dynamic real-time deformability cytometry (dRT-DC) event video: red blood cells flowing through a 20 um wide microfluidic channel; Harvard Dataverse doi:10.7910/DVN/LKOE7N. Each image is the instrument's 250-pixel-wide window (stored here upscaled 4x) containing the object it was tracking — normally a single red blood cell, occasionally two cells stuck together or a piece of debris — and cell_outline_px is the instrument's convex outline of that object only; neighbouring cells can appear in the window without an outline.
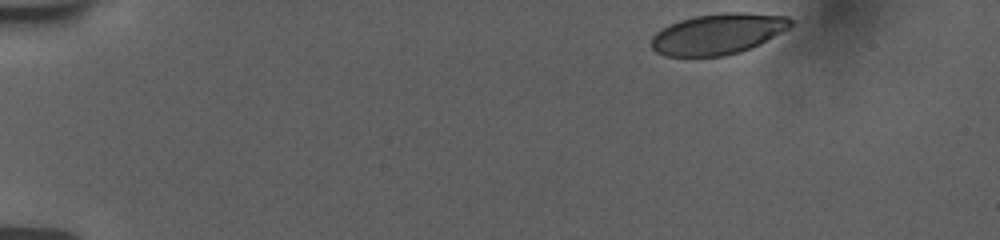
{"species": "human", "species_latin": "Homo sapiens", "temperature_condition": "room temperature", "stored_images_in_passage": 44, "camera_frame_rate_fps": 3000, "um_per_image_px": 0.085, "donor": {"sex": "female"}, "frame": {"image": 1, "passage_image": 1, "time_ms": 0.0, "image_size_px": [1000, 240], "cell_outline_px": [[796, 20], [788, 28], [760, 44], [752, 48], [740, 52], [724, 56], [664, 56], [656, 52], [652, 48], [652, 36], [660, 28], [680, 20], [696, 16], [720, 12], [744, 12], [788, 16]], "centroid_in_image_um": [61.04, 2.87], "position_along_channel_um": 24.0, "area_um2": 33.35}}
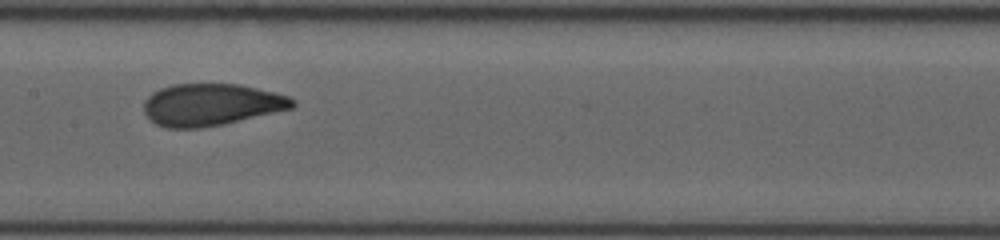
{"frame": {"image": 2, "passage_image": 27, "time_ms": 7.333, "image_size_px": [1000, 240], "cell_outline_px": [[296, 104], [292, 108], [224, 124], [200, 128], [164, 128], [148, 120], [144, 112], [144, 100], [152, 92], [160, 88], [172, 84], [240, 84], [288, 96], [296, 100]], "centroid_in_image_um": [17.9, 8.9], "position_along_channel_um": 189.5, "area_um2": 36.53}}
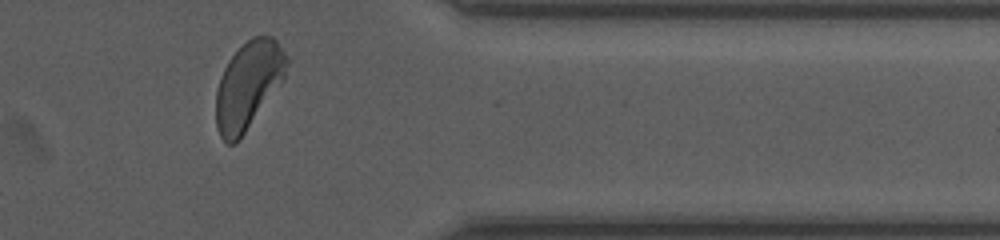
{"frame": {"image": 3, "passage_image": 42, "time_ms": 13.0, "image_size_px": [1000, 240], "cell_outline_px": [[288, 64], [284, 76], [240, 140], [236, 144], [228, 144], [220, 136], [216, 128], [216, 92], [220, 76], [228, 60], [252, 36], [272, 36], [276, 40], [288, 56]], "centroid_in_image_um": [21.08, 7.25], "position_along_channel_um": 390.3, "area_um2": 35.55}, "authors_computed_cell_mechanics": {"area_um2": 36.1539, "velocity_mm_per_s": 3.753, "shape_relaxation_time_tau1_ms": 2.8942, "shape_relaxation_time_tau2_ms": 0.8494, "deformation_change_tau1": 0.1458, "deformation_change_tau2": 0.0576}}